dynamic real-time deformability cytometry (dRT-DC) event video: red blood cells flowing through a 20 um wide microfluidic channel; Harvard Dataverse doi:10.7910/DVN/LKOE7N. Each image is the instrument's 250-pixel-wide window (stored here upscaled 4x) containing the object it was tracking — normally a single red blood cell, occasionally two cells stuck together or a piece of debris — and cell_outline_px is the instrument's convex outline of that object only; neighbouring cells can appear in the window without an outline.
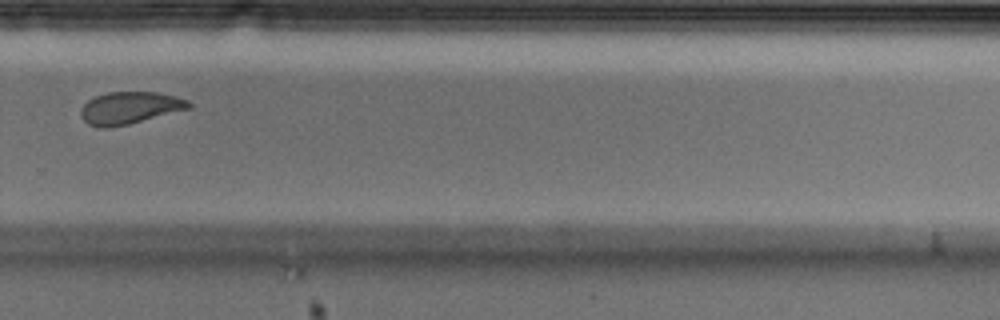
{"species": "Egyptian fruit bat (a non-hibernating species)", "species_latin": "Rousettus aegyptiacus", "temperature_condition": "cold", "stored_images_in_passage": 12, "camera_frame_rate_fps": 3000, "um_per_image_px": 0.085, "animal": {"sex": "male"}, "frame": {"image": 1, "passage_image": 12, "time_ms": 3.667, "image_size_px": [1000, 320], "cell_outline_px": [[192, 108], [128, 124], [108, 128], [100, 128], [88, 124], [80, 116], [80, 108], [88, 100], [96, 96], [108, 92], [156, 92], [176, 96], [188, 100], [192, 104]], "centroid_in_image_um": [11.03, 9.17], "position_along_channel_um": 318.8, "area_um2": 20.35}}